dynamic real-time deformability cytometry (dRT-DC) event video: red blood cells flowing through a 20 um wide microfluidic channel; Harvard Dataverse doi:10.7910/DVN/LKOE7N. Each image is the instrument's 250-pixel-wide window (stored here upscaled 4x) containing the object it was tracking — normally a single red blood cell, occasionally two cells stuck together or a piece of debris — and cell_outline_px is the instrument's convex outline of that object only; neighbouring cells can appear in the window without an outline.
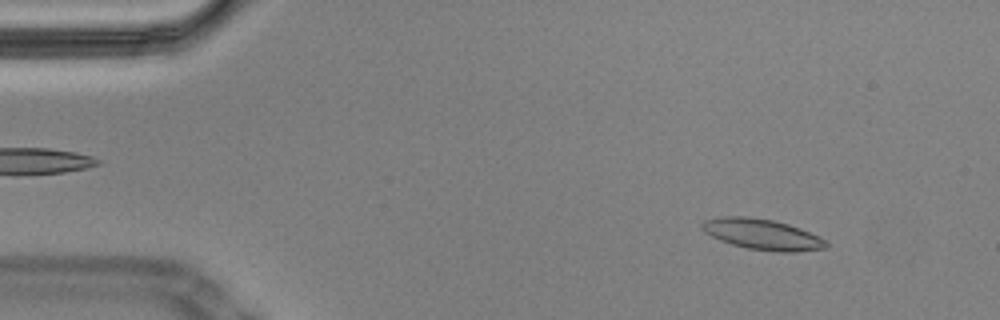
{"species": "Egyptian fruit bat (a non-hibernating species)", "species_latin": "Rousettus aegyptiacus", "temperature_condition": "cold", "stored_images_in_passage": 57, "camera_frame_rate_fps": 3000, "um_per_image_px": 0.085, "animal": {"sex": "male"}, "frame": {"image": 1, "passage_image": 6, "time_ms": 1.667, "image_size_px": [1000, 320], "cell_outline_px": [[828, 248], [792, 252], [780, 252], [748, 248], [732, 244], [720, 240], [704, 232], [700, 228], [700, 224], [704, 220], [724, 216], [748, 216], [772, 220], [788, 224], [800, 228], [820, 236], [828, 244]], "centroid_in_image_um": [64.78, 19.91], "position_along_channel_um": 20.2, "area_um2": 22.2}}
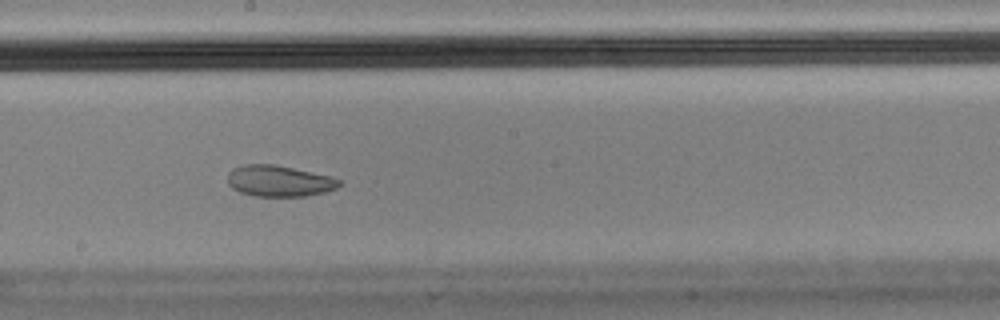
{"frame": {"image": 2, "passage_image": 31, "time_ms": 10.0, "image_size_px": [1000, 320], "cell_outline_px": [[340, 184], [336, 188], [324, 192], [304, 196], [256, 196], [240, 192], [232, 188], [228, 184], [228, 172], [232, 168], [244, 164], [272, 164], [292, 168], [328, 176], [340, 180]], "centroid_in_image_um": [23.66, 15.38], "position_along_channel_um": 224.5, "area_um2": 20.0}}
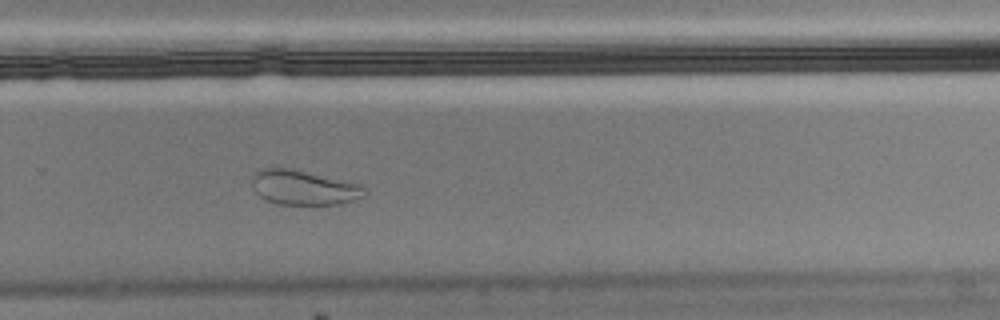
{"frame": {"image": 3, "passage_image": 38, "time_ms": 12.333, "image_size_px": [1000, 320], "cell_outline_px": [[368, 192], [364, 196], [340, 204], [276, 204], [264, 200], [256, 192], [252, 184], [252, 176], [260, 168], [292, 168], [360, 184]], "centroid_in_image_um": [25.79, 15.94], "position_along_channel_um": 304.0, "area_um2": 22.77}, "authors_computed_cell_mechanics": {"area_um2": 21.9062, "velocity_mm_per_s": 3.4253, "shape_relaxation_time_tau1_ms": null, "shape_relaxation_time_tau2_ms": 1.6536, "deformation_change_tau1": null, "deformation_change_tau2": 0.0584}}